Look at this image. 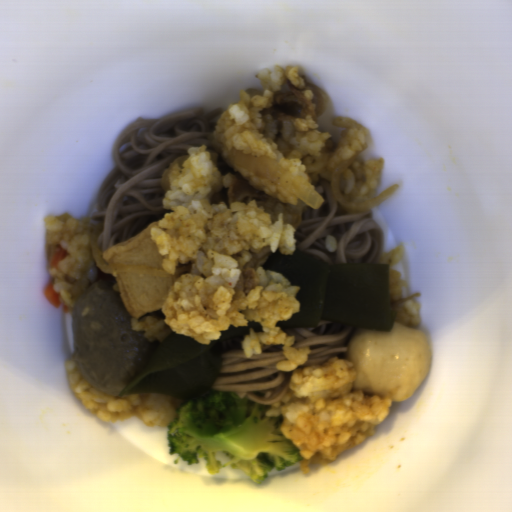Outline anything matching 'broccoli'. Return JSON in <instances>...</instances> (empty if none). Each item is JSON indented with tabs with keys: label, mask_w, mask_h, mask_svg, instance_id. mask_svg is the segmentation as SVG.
<instances>
[{
	"label": "broccoli",
	"mask_w": 512,
	"mask_h": 512,
	"mask_svg": "<svg viewBox=\"0 0 512 512\" xmlns=\"http://www.w3.org/2000/svg\"><path fill=\"white\" fill-rule=\"evenodd\" d=\"M271 407L232 391L212 390L185 401L166 430L170 456L177 455L174 465L202 460L211 475L229 467L261 484L272 469L302 462L299 447L281 430L283 416H265Z\"/></svg>",
	"instance_id": "1706d50b"
}]
</instances>
